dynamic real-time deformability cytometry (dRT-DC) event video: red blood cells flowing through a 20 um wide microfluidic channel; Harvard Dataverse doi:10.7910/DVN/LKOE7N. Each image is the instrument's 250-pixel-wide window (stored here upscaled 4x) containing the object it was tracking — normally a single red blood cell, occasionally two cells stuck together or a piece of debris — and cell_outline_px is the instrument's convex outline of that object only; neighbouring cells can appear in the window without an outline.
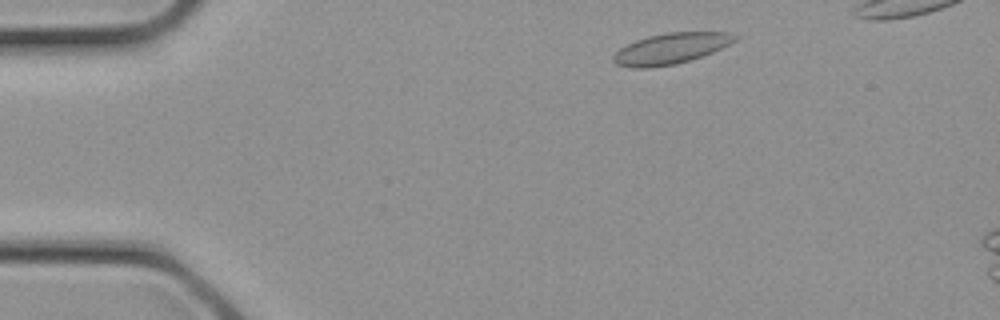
{"species": "common noctule bat (a hibernating species)", "species_latin": "Nyctalus noctula", "temperature_condition": "cold", "stored_images_in_passage": 2, "camera_frame_rate_fps": 3000, "um_per_image_px": 0.085, "animal": {"sex": "female", "body_mass_g": 21.9}, "frame": {"image": 1, "passage_image": 1, "time_ms": 0.0, "image_size_px": [1000, 320], "cell_outline_px": [[740, 36], [736, 40], [712, 52], [692, 60], [676, 64], [652, 68], [628, 68], [616, 64], [612, 60], [612, 56], [620, 48], [636, 40], [648, 36], [668, 32], [728, 32]], "centroid_in_image_um": [57.0, 4.14], "position_along_channel_um": 28.0, "area_um2": 21.96}}